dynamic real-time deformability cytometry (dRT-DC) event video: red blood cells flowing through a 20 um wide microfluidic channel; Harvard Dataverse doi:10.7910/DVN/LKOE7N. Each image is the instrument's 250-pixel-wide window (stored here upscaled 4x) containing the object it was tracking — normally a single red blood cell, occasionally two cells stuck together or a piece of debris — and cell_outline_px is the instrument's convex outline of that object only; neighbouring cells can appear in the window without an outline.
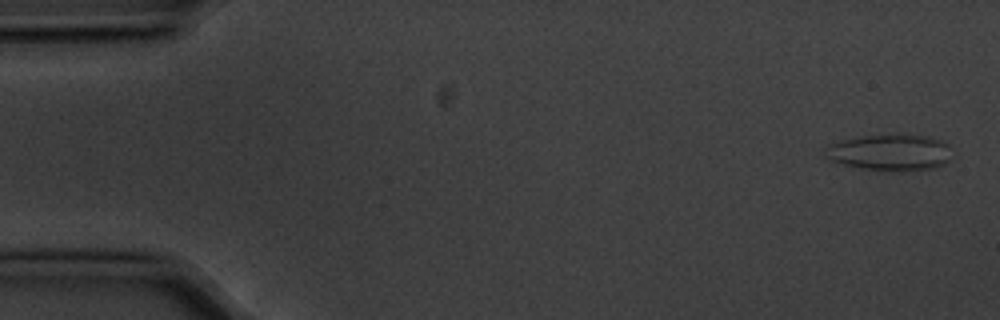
{"species": "common noctule bat (a hibernating species)", "species_latin": "Nyctalus noctula", "temperature_condition": "cold", "stored_images_in_passage": 10, "camera_frame_rate_fps": 3000, "um_per_image_px": 0.085, "animal": {"sex": "male", "body_mass_g": 20.1, "forearm_length_mm": 53.5}, "frame": {"image": 1, "passage_image": 1, "time_ms": 0.0, "image_size_px": [1000, 320], "cell_outline_px": [[948, 160], [944, 164], [936, 168], [904, 172], [892, 172], [860, 168], [844, 164], [832, 160], [824, 156], [820, 148], [828, 144], [840, 140], [864, 136], [896, 132], [900, 132], [928, 136], [940, 140], [948, 144]], "centroid_in_image_um": [75.6, 12.94], "position_along_channel_um": 9.4, "area_um2": 27.8}}
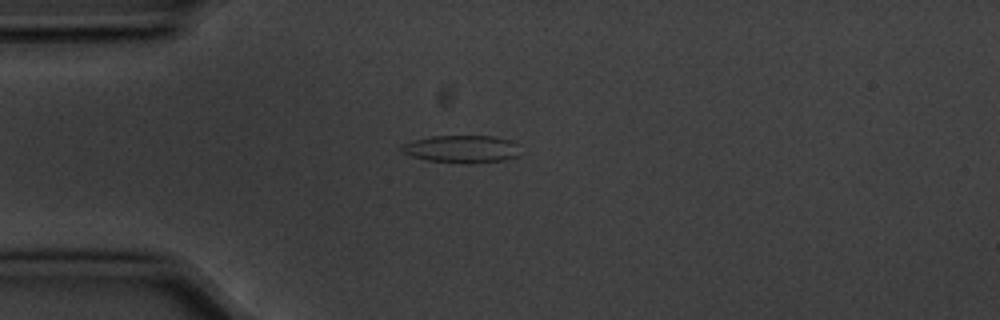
{"frame": {"image": 2, "passage_image": 5, "time_ms": 1.333, "image_size_px": [1000, 320], "cell_outline_px": [[520, 144], [516, 156], [504, 160], [468, 164], [464, 164], [428, 160], [412, 156], [400, 152], [400, 148], [404, 144], [416, 140], [432, 136], [492, 136], [512, 140]], "centroid_in_image_um": [39.27, 12.67], "position_along_channel_um": 45.7, "area_um2": 19.07}}
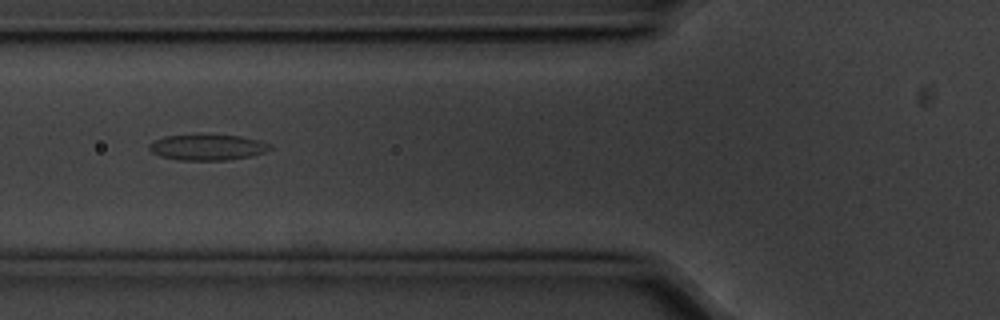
{"frame": {"image": 3, "passage_image": 7, "time_ms": 2.0, "image_size_px": [1000, 320], "cell_outline_px": [[272, 148], [264, 152], [252, 156], [228, 160], [180, 160], [160, 156], [152, 152], [148, 148], [156, 140], [164, 136], [196, 132], [240, 136], [260, 140], [272, 144]], "centroid_in_image_um": [17.66, 12.48], "position_along_channel_um": 108.1, "area_um2": 18.84}}